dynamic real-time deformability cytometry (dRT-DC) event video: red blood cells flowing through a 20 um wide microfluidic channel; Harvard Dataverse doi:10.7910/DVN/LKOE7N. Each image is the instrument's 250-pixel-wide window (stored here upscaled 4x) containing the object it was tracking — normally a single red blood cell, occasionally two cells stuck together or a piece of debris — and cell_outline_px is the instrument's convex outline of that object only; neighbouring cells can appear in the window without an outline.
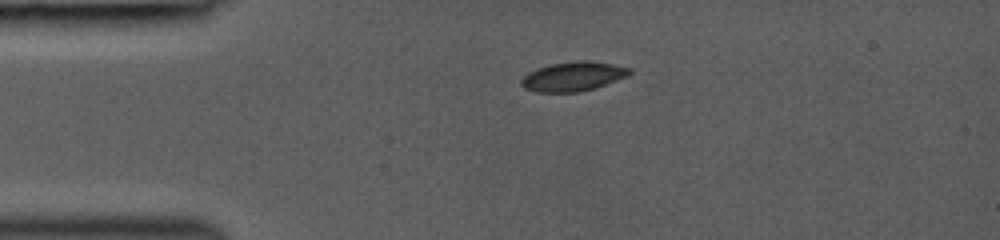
{"species": "common noctule bat (a hibernating species)", "species_latin": "Nyctalus noctula", "temperature_condition": "room temperature", "stored_images_in_passage": 10, "camera_frame_rate_fps": 3000, "um_per_image_px": 0.085, "animal": {"sex": "female", "body_mass_g": 19.0, "forearm_length_mm": 53.3}, "frame": {"image": 1, "passage_image": 1, "time_ms": 0.0, "image_size_px": [1000, 240], "cell_outline_px": [[632, 72], [628, 76], [596, 88], [576, 92], [536, 92], [524, 88], [520, 84], [520, 80], [528, 72], [536, 68], [552, 64], [580, 60], [588, 60], [612, 64], [632, 68]], "centroid_in_image_um": [48.72, 6.5], "position_along_channel_um": 36.3, "area_um2": 18.61}}
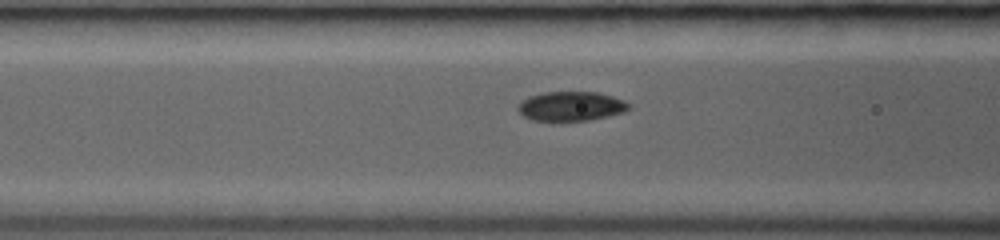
{"frame": {"image": 2, "passage_image": 6, "time_ms": 2.667, "image_size_px": [1000, 240], "cell_outline_px": [[632, 108], [624, 112], [608, 116], [588, 120], [532, 120], [524, 116], [516, 108], [520, 100], [528, 96], [544, 92], [596, 92], [612, 96], [624, 100]], "centroid_in_image_um": [48.52, 9.01], "position_along_channel_um": 118.1, "area_um2": 18.96}}
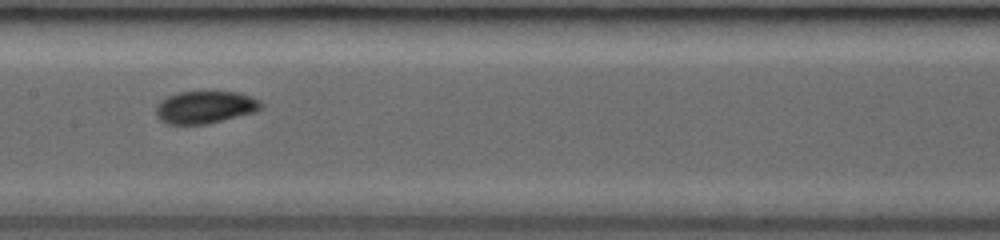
{"frame": {"image": 3, "passage_image": 9, "time_ms": 4.333, "image_size_px": [1000, 240], "cell_outline_px": [[264, 104], [256, 112], [208, 124], [168, 124], [160, 120], [156, 116], [156, 104], [160, 100], [176, 92], [236, 92], [260, 100]], "centroid_in_image_um": [17.41, 9.12], "position_along_channel_um": 190.0, "area_um2": 19.94}}